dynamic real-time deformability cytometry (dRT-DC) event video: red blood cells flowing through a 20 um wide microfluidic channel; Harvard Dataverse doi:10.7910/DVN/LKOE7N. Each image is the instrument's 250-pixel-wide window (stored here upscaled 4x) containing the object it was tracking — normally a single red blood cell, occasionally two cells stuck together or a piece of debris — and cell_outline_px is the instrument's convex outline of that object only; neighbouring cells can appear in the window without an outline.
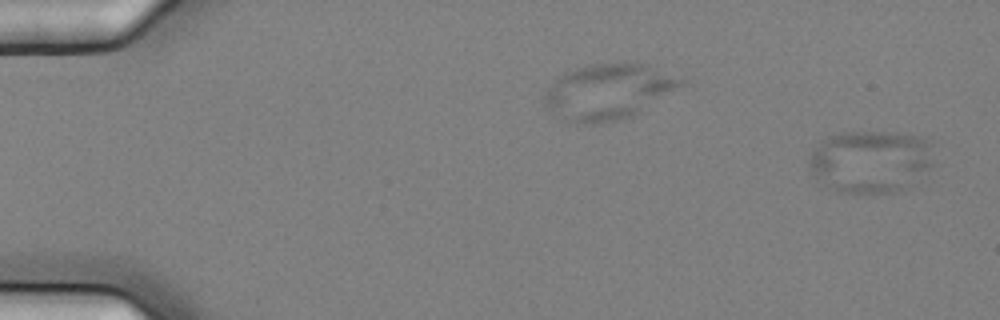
{"species": "common noctule bat (a hibernating species)", "species_latin": "Nyctalus noctula", "temperature_condition": "cold", "stored_images_in_passage": 2, "camera_frame_rate_fps": 3000, "um_per_image_px": 0.085, "animal": {"sex": "female", "body_mass_g": 25.1}, "frame": {"image": 1, "passage_image": 2, "time_ms": 0.333, "image_size_px": [1000, 320], "cell_outline_px": [[932, 164], [916, 184], [912, 188], [896, 192], [836, 192], [816, 180], [808, 164], [808, 160], [812, 152], [824, 140], [832, 136], [844, 132], [896, 132], [920, 136], [928, 140], [932, 144]], "centroid_in_image_um": [74.05, 13.74], "position_along_channel_um": 11.0, "area_um2": 45.84}}